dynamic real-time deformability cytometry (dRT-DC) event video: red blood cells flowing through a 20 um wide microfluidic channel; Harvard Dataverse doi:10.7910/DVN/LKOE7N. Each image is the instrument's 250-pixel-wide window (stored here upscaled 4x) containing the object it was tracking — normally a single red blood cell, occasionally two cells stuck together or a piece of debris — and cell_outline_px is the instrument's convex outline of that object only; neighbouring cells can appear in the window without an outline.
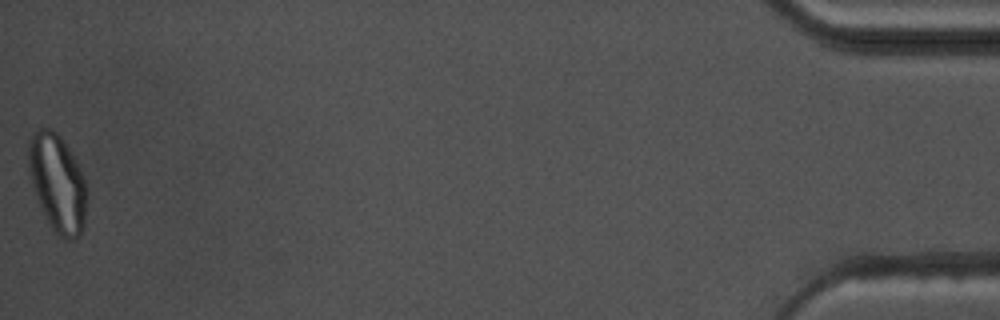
{"species": "common noctule bat (a hibernating species)", "species_latin": "Nyctalus noctula", "temperature_condition": "warm", "stored_images_in_passage": 42, "camera_frame_rate_fps": 3000, "um_per_image_px": 0.085, "animal": {"sex": "male", "body_mass_g": 17.5, "forearm_length_mm": 52.3}, "frame": {"image": 1, "passage_image": 42, "time_ms": 13.667, "image_size_px": [1000, 320], "cell_outline_px": [[88, 192], [84, 224], [80, 236], [72, 240], [64, 240], [48, 224], [32, 188], [28, 172], [28, 140], [32, 132], [40, 124], [52, 128], [60, 136], [68, 148], [84, 180]], "centroid_in_image_um": [4.84, 15.53], "position_along_channel_um": 430.4, "area_um2": 33.7}, "authors_computed_cell_mechanics": {"area_um2": 21.675, "velocity_mm_per_s": 3.6767, "shape_relaxation_time_tau1_ms": null, "shape_relaxation_time_tau2_ms": 1.1239, "deformation_change_tau1": null, "deformation_change_tau2": 0.0747}}